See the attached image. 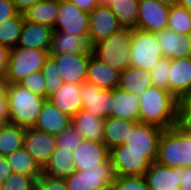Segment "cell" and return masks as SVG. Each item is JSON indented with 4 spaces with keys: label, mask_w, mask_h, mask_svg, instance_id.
<instances>
[{
    "label": "cell",
    "mask_w": 191,
    "mask_h": 190,
    "mask_svg": "<svg viewBox=\"0 0 191 190\" xmlns=\"http://www.w3.org/2000/svg\"><path fill=\"white\" fill-rule=\"evenodd\" d=\"M9 123L24 128L34 127L46 98L21 86L9 83L7 90Z\"/></svg>",
    "instance_id": "7a4b0ae2"
},
{
    "label": "cell",
    "mask_w": 191,
    "mask_h": 190,
    "mask_svg": "<svg viewBox=\"0 0 191 190\" xmlns=\"http://www.w3.org/2000/svg\"><path fill=\"white\" fill-rule=\"evenodd\" d=\"M13 2V4L15 5L16 10L19 13H25V11L35 5L37 2L41 1V0H11Z\"/></svg>",
    "instance_id": "f907efd6"
},
{
    "label": "cell",
    "mask_w": 191,
    "mask_h": 190,
    "mask_svg": "<svg viewBox=\"0 0 191 190\" xmlns=\"http://www.w3.org/2000/svg\"><path fill=\"white\" fill-rule=\"evenodd\" d=\"M188 37H189L190 42H191V32L188 34Z\"/></svg>",
    "instance_id": "6f0895ef"
},
{
    "label": "cell",
    "mask_w": 191,
    "mask_h": 190,
    "mask_svg": "<svg viewBox=\"0 0 191 190\" xmlns=\"http://www.w3.org/2000/svg\"><path fill=\"white\" fill-rule=\"evenodd\" d=\"M50 56L55 60L64 83L86 82L90 53H65Z\"/></svg>",
    "instance_id": "8fae6325"
},
{
    "label": "cell",
    "mask_w": 191,
    "mask_h": 190,
    "mask_svg": "<svg viewBox=\"0 0 191 190\" xmlns=\"http://www.w3.org/2000/svg\"><path fill=\"white\" fill-rule=\"evenodd\" d=\"M155 162L170 168L191 167V138L179 125L163 130Z\"/></svg>",
    "instance_id": "3957f363"
},
{
    "label": "cell",
    "mask_w": 191,
    "mask_h": 190,
    "mask_svg": "<svg viewBox=\"0 0 191 190\" xmlns=\"http://www.w3.org/2000/svg\"><path fill=\"white\" fill-rule=\"evenodd\" d=\"M167 28L188 35L191 32V13L180 5L170 8Z\"/></svg>",
    "instance_id": "e575fe53"
},
{
    "label": "cell",
    "mask_w": 191,
    "mask_h": 190,
    "mask_svg": "<svg viewBox=\"0 0 191 190\" xmlns=\"http://www.w3.org/2000/svg\"><path fill=\"white\" fill-rule=\"evenodd\" d=\"M109 158L115 176H144L152 163L147 150L111 149Z\"/></svg>",
    "instance_id": "ba28073f"
},
{
    "label": "cell",
    "mask_w": 191,
    "mask_h": 190,
    "mask_svg": "<svg viewBox=\"0 0 191 190\" xmlns=\"http://www.w3.org/2000/svg\"><path fill=\"white\" fill-rule=\"evenodd\" d=\"M113 0H99V5L109 6Z\"/></svg>",
    "instance_id": "db71d44e"
},
{
    "label": "cell",
    "mask_w": 191,
    "mask_h": 190,
    "mask_svg": "<svg viewBox=\"0 0 191 190\" xmlns=\"http://www.w3.org/2000/svg\"><path fill=\"white\" fill-rule=\"evenodd\" d=\"M10 49L6 46L0 45V79L5 77Z\"/></svg>",
    "instance_id": "bcb514c9"
},
{
    "label": "cell",
    "mask_w": 191,
    "mask_h": 190,
    "mask_svg": "<svg viewBox=\"0 0 191 190\" xmlns=\"http://www.w3.org/2000/svg\"><path fill=\"white\" fill-rule=\"evenodd\" d=\"M8 84L5 78L0 79V124L9 123Z\"/></svg>",
    "instance_id": "7bdbcfd3"
},
{
    "label": "cell",
    "mask_w": 191,
    "mask_h": 190,
    "mask_svg": "<svg viewBox=\"0 0 191 190\" xmlns=\"http://www.w3.org/2000/svg\"><path fill=\"white\" fill-rule=\"evenodd\" d=\"M132 28L122 27L108 38L92 45V54L111 68L122 72L130 66Z\"/></svg>",
    "instance_id": "277c9868"
},
{
    "label": "cell",
    "mask_w": 191,
    "mask_h": 190,
    "mask_svg": "<svg viewBox=\"0 0 191 190\" xmlns=\"http://www.w3.org/2000/svg\"><path fill=\"white\" fill-rule=\"evenodd\" d=\"M144 177L150 190H181V168H170L154 161Z\"/></svg>",
    "instance_id": "ac0fdd59"
},
{
    "label": "cell",
    "mask_w": 191,
    "mask_h": 190,
    "mask_svg": "<svg viewBox=\"0 0 191 190\" xmlns=\"http://www.w3.org/2000/svg\"><path fill=\"white\" fill-rule=\"evenodd\" d=\"M19 84L31 92L46 98V81L41 71L27 75Z\"/></svg>",
    "instance_id": "60d3db41"
},
{
    "label": "cell",
    "mask_w": 191,
    "mask_h": 190,
    "mask_svg": "<svg viewBox=\"0 0 191 190\" xmlns=\"http://www.w3.org/2000/svg\"><path fill=\"white\" fill-rule=\"evenodd\" d=\"M179 5L191 13V0H179Z\"/></svg>",
    "instance_id": "f5cc1de1"
},
{
    "label": "cell",
    "mask_w": 191,
    "mask_h": 190,
    "mask_svg": "<svg viewBox=\"0 0 191 190\" xmlns=\"http://www.w3.org/2000/svg\"><path fill=\"white\" fill-rule=\"evenodd\" d=\"M24 20V14L18 13L0 24V45L9 49L17 46Z\"/></svg>",
    "instance_id": "836d02e7"
},
{
    "label": "cell",
    "mask_w": 191,
    "mask_h": 190,
    "mask_svg": "<svg viewBox=\"0 0 191 190\" xmlns=\"http://www.w3.org/2000/svg\"><path fill=\"white\" fill-rule=\"evenodd\" d=\"M37 180L32 176L19 173H11L3 181V190H36Z\"/></svg>",
    "instance_id": "74e56055"
},
{
    "label": "cell",
    "mask_w": 191,
    "mask_h": 190,
    "mask_svg": "<svg viewBox=\"0 0 191 190\" xmlns=\"http://www.w3.org/2000/svg\"><path fill=\"white\" fill-rule=\"evenodd\" d=\"M139 122L167 130L178 125L179 100L168 90L150 86L139 96Z\"/></svg>",
    "instance_id": "6da1fadb"
},
{
    "label": "cell",
    "mask_w": 191,
    "mask_h": 190,
    "mask_svg": "<svg viewBox=\"0 0 191 190\" xmlns=\"http://www.w3.org/2000/svg\"><path fill=\"white\" fill-rule=\"evenodd\" d=\"M47 100L73 118L82 109L81 84L63 83Z\"/></svg>",
    "instance_id": "7402d4cb"
},
{
    "label": "cell",
    "mask_w": 191,
    "mask_h": 190,
    "mask_svg": "<svg viewBox=\"0 0 191 190\" xmlns=\"http://www.w3.org/2000/svg\"><path fill=\"white\" fill-rule=\"evenodd\" d=\"M18 13L11 0H0V24L8 18L16 16Z\"/></svg>",
    "instance_id": "f6af8a7d"
},
{
    "label": "cell",
    "mask_w": 191,
    "mask_h": 190,
    "mask_svg": "<svg viewBox=\"0 0 191 190\" xmlns=\"http://www.w3.org/2000/svg\"><path fill=\"white\" fill-rule=\"evenodd\" d=\"M163 57L169 59L191 57V42L188 35L179 34L170 28L156 33Z\"/></svg>",
    "instance_id": "d6986e66"
},
{
    "label": "cell",
    "mask_w": 191,
    "mask_h": 190,
    "mask_svg": "<svg viewBox=\"0 0 191 190\" xmlns=\"http://www.w3.org/2000/svg\"><path fill=\"white\" fill-rule=\"evenodd\" d=\"M89 22L88 12L79 9L69 0H59V10L53 28L54 31L88 36Z\"/></svg>",
    "instance_id": "30bf717a"
},
{
    "label": "cell",
    "mask_w": 191,
    "mask_h": 190,
    "mask_svg": "<svg viewBox=\"0 0 191 190\" xmlns=\"http://www.w3.org/2000/svg\"><path fill=\"white\" fill-rule=\"evenodd\" d=\"M76 170L95 168L110 157V150L102 141L84 140L73 151Z\"/></svg>",
    "instance_id": "2e32d148"
},
{
    "label": "cell",
    "mask_w": 191,
    "mask_h": 190,
    "mask_svg": "<svg viewBox=\"0 0 191 190\" xmlns=\"http://www.w3.org/2000/svg\"><path fill=\"white\" fill-rule=\"evenodd\" d=\"M111 190H150L144 176H115Z\"/></svg>",
    "instance_id": "f35d334b"
},
{
    "label": "cell",
    "mask_w": 191,
    "mask_h": 190,
    "mask_svg": "<svg viewBox=\"0 0 191 190\" xmlns=\"http://www.w3.org/2000/svg\"><path fill=\"white\" fill-rule=\"evenodd\" d=\"M59 0H41L29 7L24 17L26 20L54 28L58 16Z\"/></svg>",
    "instance_id": "f546056e"
},
{
    "label": "cell",
    "mask_w": 191,
    "mask_h": 190,
    "mask_svg": "<svg viewBox=\"0 0 191 190\" xmlns=\"http://www.w3.org/2000/svg\"><path fill=\"white\" fill-rule=\"evenodd\" d=\"M178 125L191 128V96L179 100Z\"/></svg>",
    "instance_id": "ee69618b"
},
{
    "label": "cell",
    "mask_w": 191,
    "mask_h": 190,
    "mask_svg": "<svg viewBox=\"0 0 191 190\" xmlns=\"http://www.w3.org/2000/svg\"><path fill=\"white\" fill-rule=\"evenodd\" d=\"M170 8L156 0H139L137 28L152 33L167 28Z\"/></svg>",
    "instance_id": "7c38bea8"
},
{
    "label": "cell",
    "mask_w": 191,
    "mask_h": 190,
    "mask_svg": "<svg viewBox=\"0 0 191 190\" xmlns=\"http://www.w3.org/2000/svg\"><path fill=\"white\" fill-rule=\"evenodd\" d=\"M75 171L73 151L62 149L59 146H56L48 162L42 168L43 174L59 179H64Z\"/></svg>",
    "instance_id": "d4e9b609"
},
{
    "label": "cell",
    "mask_w": 191,
    "mask_h": 190,
    "mask_svg": "<svg viewBox=\"0 0 191 190\" xmlns=\"http://www.w3.org/2000/svg\"><path fill=\"white\" fill-rule=\"evenodd\" d=\"M13 173L6 156H0V180L5 181L6 178Z\"/></svg>",
    "instance_id": "681fc988"
},
{
    "label": "cell",
    "mask_w": 191,
    "mask_h": 190,
    "mask_svg": "<svg viewBox=\"0 0 191 190\" xmlns=\"http://www.w3.org/2000/svg\"><path fill=\"white\" fill-rule=\"evenodd\" d=\"M191 138V128H188L187 126H180Z\"/></svg>",
    "instance_id": "11a10c76"
},
{
    "label": "cell",
    "mask_w": 191,
    "mask_h": 190,
    "mask_svg": "<svg viewBox=\"0 0 191 190\" xmlns=\"http://www.w3.org/2000/svg\"><path fill=\"white\" fill-rule=\"evenodd\" d=\"M53 31L54 29L50 26L25 19L17 46L29 49L49 50Z\"/></svg>",
    "instance_id": "44dd1931"
},
{
    "label": "cell",
    "mask_w": 191,
    "mask_h": 190,
    "mask_svg": "<svg viewBox=\"0 0 191 190\" xmlns=\"http://www.w3.org/2000/svg\"><path fill=\"white\" fill-rule=\"evenodd\" d=\"M49 56V50L29 49L22 46L11 48L4 78L8 83H19L30 73L41 71Z\"/></svg>",
    "instance_id": "5b68a950"
},
{
    "label": "cell",
    "mask_w": 191,
    "mask_h": 190,
    "mask_svg": "<svg viewBox=\"0 0 191 190\" xmlns=\"http://www.w3.org/2000/svg\"><path fill=\"white\" fill-rule=\"evenodd\" d=\"M69 1L75 4L79 9L88 13L99 5V0H69Z\"/></svg>",
    "instance_id": "7dc6e473"
},
{
    "label": "cell",
    "mask_w": 191,
    "mask_h": 190,
    "mask_svg": "<svg viewBox=\"0 0 191 190\" xmlns=\"http://www.w3.org/2000/svg\"><path fill=\"white\" fill-rule=\"evenodd\" d=\"M150 86V71L142 70L135 66H129L120 72L119 89L130 92L136 96H141Z\"/></svg>",
    "instance_id": "f1b7e54d"
},
{
    "label": "cell",
    "mask_w": 191,
    "mask_h": 190,
    "mask_svg": "<svg viewBox=\"0 0 191 190\" xmlns=\"http://www.w3.org/2000/svg\"><path fill=\"white\" fill-rule=\"evenodd\" d=\"M46 81V99L52 96L64 83L58 72V66L55 60L49 56L45 65L41 69Z\"/></svg>",
    "instance_id": "d590c367"
},
{
    "label": "cell",
    "mask_w": 191,
    "mask_h": 190,
    "mask_svg": "<svg viewBox=\"0 0 191 190\" xmlns=\"http://www.w3.org/2000/svg\"><path fill=\"white\" fill-rule=\"evenodd\" d=\"M109 7L122 27L137 28L139 0H113Z\"/></svg>",
    "instance_id": "d6a6232c"
},
{
    "label": "cell",
    "mask_w": 191,
    "mask_h": 190,
    "mask_svg": "<svg viewBox=\"0 0 191 190\" xmlns=\"http://www.w3.org/2000/svg\"><path fill=\"white\" fill-rule=\"evenodd\" d=\"M92 45L88 36L83 34H69L62 31H53L50 55L65 53H91Z\"/></svg>",
    "instance_id": "ffe728a7"
},
{
    "label": "cell",
    "mask_w": 191,
    "mask_h": 190,
    "mask_svg": "<svg viewBox=\"0 0 191 190\" xmlns=\"http://www.w3.org/2000/svg\"><path fill=\"white\" fill-rule=\"evenodd\" d=\"M56 146L55 135L34 127L25 128L23 147L41 168L46 165Z\"/></svg>",
    "instance_id": "4fadbf2b"
},
{
    "label": "cell",
    "mask_w": 191,
    "mask_h": 190,
    "mask_svg": "<svg viewBox=\"0 0 191 190\" xmlns=\"http://www.w3.org/2000/svg\"><path fill=\"white\" fill-rule=\"evenodd\" d=\"M163 58L156 33L133 29L130 43V66L151 71Z\"/></svg>",
    "instance_id": "8992f818"
},
{
    "label": "cell",
    "mask_w": 191,
    "mask_h": 190,
    "mask_svg": "<svg viewBox=\"0 0 191 190\" xmlns=\"http://www.w3.org/2000/svg\"><path fill=\"white\" fill-rule=\"evenodd\" d=\"M12 171L37 178L42 174V168L36 163L24 147L6 156Z\"/></svg>",
    "instance_id": "1f68e13d"
},
{
    "label": "cell",
    "mask_w": 191,
    "mask_h": 190,
    "mask_svg": "<svg viewBox=\"0 0 191 190\" xmlns=\"http://www.w3.org/2000/svg\"><path fill=\"white\" fill-rule=\"evenodd\" d=\"M120 72L96 58L92 52L88 62L86 82L102 89L113 90L118 87Z\"/></svg>",
    "instance_id": "603a6c76"
},
{
    "label": "cell",
    "mask_w": 191,
    "mask_h": 190,
    "mask_svg": "<svg viewBox=\"0 0 191 190\" xmlns=\"http://www.w3.org/2000/svg\"><path fill=\"white\" fill-rule=\"evenodd\" d=\"M71 123V117L46 100L34 128L57 136Z\"/></svg>",
    "instance_id": "cb8c5ba5"
},
{
    "label": "cell",
    "mask_w": 191,
    "mask_h": 190,
    "mask_svg": "<svg viewBox=\"0 0 191 190\" xmlns=\"http://www.w3.org/2000/svg\"><path fill=\"white\" fill-rule=\"evenodd\" d=\"M171 59L163 57L150 71L152 86L169 91V71Z\"/></svg>",
    "instance_id": "8d00e7d4"
},
{
    "label": "cell",
    "mask_w": 191,
    "mask_h": 190,
    "mask_svg": "<svg viewBox=\"0 0 191 190\" xmlns=\"http://www.w3.org/2000/svg\"><path fill=\"white\" fill-rule=\"evenodd\" d=\"M36 190H68V188L64 179L53 178L42 173L37 178Z\"/></svg>",
    "instance_id": "b9f144b4"
},
{
    "label": "cell",
    "mask_w": 191,
    "mask_h": 190,
    "mask_svg": "<svg viewBox=\"0 0 191 190\" xmlns=\"http://www.w3.org/2000/svg\"><path fill=\"white\" fill-rule=\"evenodd\" d=\"M115 178L110 158L95 168L76 170L64 178L68 190H102L109 189Z\"/></svg>",
    "instance_id": "52a82bcc"
},
{
    "label": "cell",
    "mask_w": 191,
    "mask_h": 190,
    "mask_svg": "<svg viewBox=\"0 0 191 190\" xmlns=\"http://www.w3.org/2000/svg\"><path fill=\"white\" fill-rule=\"evenodd\" d=\"M104 118L97 117L81 109L73 118L72 125L84 140L102 141L104 130Z\"/></svg>",
    "instance_id": "83f0119b"
},
{
    "label": "cell",
    "mask_w": 191,
    "mask_h": 190,
    "mask_svg": "<svg viewBox=\"0 0 191 190\" xmlns=\"http://www.w3.org/2000/svg\"><path fill=\"white\" fill-rule=\"evenodd\" d=\"M156 1L169 7L179 5V0H156Z\"/></svg>",
    "instance_id": "816d5d0a"
},
{
    "label": "cell",
    "mask_w": 191,
    "mask_h": 190,
    "mask_svg": "<svg viewBox=\"0 0 191 190\" xmlns=\"http://www.w3.org/2000/svg\"><path fill=\"white\" fill-rule=\"evenodd\" d=\"M181 190H191V167L181 168Z\"/></svg>",
    "instance_id": "c3c4849f"
},
{
    "label": "cell",
    "mask_w": 191,
    "mask_h": 190,
    "mask_svg": "<svg viewBox=\"0 0 191 190\" xmlns=\"http://www.w3.org/2000/svg\"><path fill=\"white\" fill-rule=\"evenodd\" d=\"M25 128L11 123L0 124V156H7L24 144Z\"/></svg>",
    "instance_id": "4dcf8cb0"
},
{
    "label": "cell",
    "mask_w": 191,
    "mask_h": 190,
    "mask_svg": "<svg viewBox=\"0 0 191 190\" xmlns=\"http://www.w3.org/2000/svg\"><path fill=\"white\" fill-rule=\"evenodd\" d=\"M139 106L138 96L119 88L113 89L112 111L110 117L139 122Z\"/></svg>",
    "instance_id": "4316f807"
},
{
    "label": "cell",
    "mask_w": 191,
    "mask_h": 190,
    "mask_svg": "<svg viewBox=\"0 0 191 190\" xmlns=\"http://www.w3.org/2000/svg\"><path fill=\"white\" fill-rule=\"evenodd\" d=\"M83 141L84 139L72 124L56 136L57 146L62 149H69L70 151H74Z\"/></svg>",
    "instance_id": "ab89813d"
},
{
    "label": "cell",
    "mask_w": 191,
    "mask_h": 190,
    "mask_svg": "<svg viewBox=\"0 0 191 190\" xmlns=\"http://www.w3.org/2000/svg\"><path fill=\"white\" fill-rule=\"evenodd\" d=\"M138 121L107 117L104 120V130L102 142L109 150L126 143L128 135L132 132L134 125Z\"/></svg>",
    "instance_id": "484cf974"
},
{
    "label": "cell",
    "mask_w": 191,
    "mask_h": 190,
    "mask_svg": "<svg viewBox=\"0 0 191 190\" xmlns=\"http://www.w3.org/2000/svg\"><path fill=\"white\" fill-rule=\"evenodd\" d=\"M163 129L154 125L137 122L128 135L126 143L112 149L147 150V158L154 162L157 156L159 138Z\"/></svg>",
    "instance_id": "9c48e42d"
},
{
    "label": "cell",
    "mask_w": 191,
    "mask_h": 190,
    "mask_svg": "<svg viewBox=\"0 0 191 190\" xmlns=\"http://www.w3.org/2000/svg\"><path fill=\"white\" fill-rule=\"evenodd\" d=\"M0 190H3V182L0 180Z\"/></svg>",
    "instance_id": "9f6ffc18"
},
{
    "label": "cell",
    "mask_w": 191,
    "mask_h": 190,
    "mask_svg": "<svg viewBox=\"0 0 191 190\" xmlns=\"http://www.w3.org/2000/svg\"><path fill=\"white\" fill-rule=\"evenodd\" d=\"M88 38L91 45L108 38L122 28L109 6L98 5L89 12Z\"/></svg>",
    "instance_id": "5bb4252c"
},
{
    "label": "cell",
    "mask_w": 191,
    "mask_h": 190,
    "mask_svg": "<svg viewBox=\"0 0 191 190\" xmlns=\"http://www.w3.org/2000/svg\"><path fill=\"white\" fill-rule=\"evenodd\" d=\"M169 92L178 100L191 96V57L171 59Z\"/></svg>",
    "instance_id": "e0dca14e"
},
{
    "label": "cell",
    "mask_w": 191,
    "mask_h": 190,
    "mask_svg": "<svg viewBox=\"0 0 191 190\" xmlns=\"http://www.w3.org/2000/svg\"><path fill=\"white\" fill-rule=\"evenodd\" d=\"M82 109L106 119L112 111L113 90L102 89L88 82L81 84Z\"/></svg>",
    "instance_id": "9a60e30c"
}]
</instances>
